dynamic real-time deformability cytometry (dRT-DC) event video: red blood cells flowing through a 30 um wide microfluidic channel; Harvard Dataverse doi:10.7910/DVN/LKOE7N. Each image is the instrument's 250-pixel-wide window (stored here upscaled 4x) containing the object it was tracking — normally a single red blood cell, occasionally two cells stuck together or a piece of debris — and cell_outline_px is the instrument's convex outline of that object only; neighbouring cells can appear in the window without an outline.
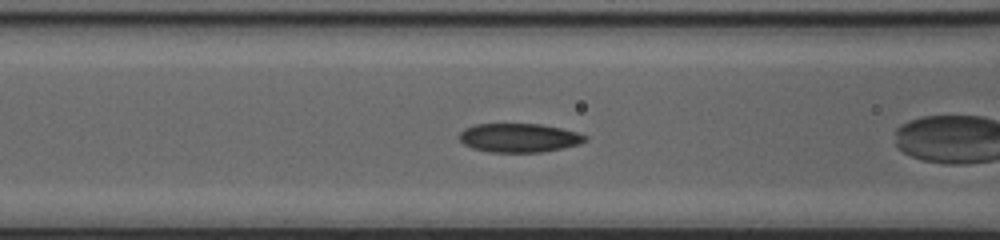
{"species": "common noctule bat (a hibernating species)", "species_latin": "Nyctalus noctula", "temperature_condition": "cold", "stored_images_in_passage": 24, "camera_frame_rate_fps": 3000, "um_per_image_px": 0.085, "animal": {"sex": "female", "body_mass_g": 20.0, "forearm_length_mm": 54.0}, "frame": {"image": 1, "passage_image": 4, "time_ms": 1.0, "image_size_px": [1000, 240], "cell_outline_px": [[588, 140], [580, 144], [540, 152], [488, 152], [472, 148], [464, 144], [456, 136], [464, 128], [476, 124], [540, 124], [560, 128], [576, 132], [588, 136]], "centroid_in_image_um": [44.09, 11.71], "position_along_channel_um": 122.5, "area_um2": 21.21}}
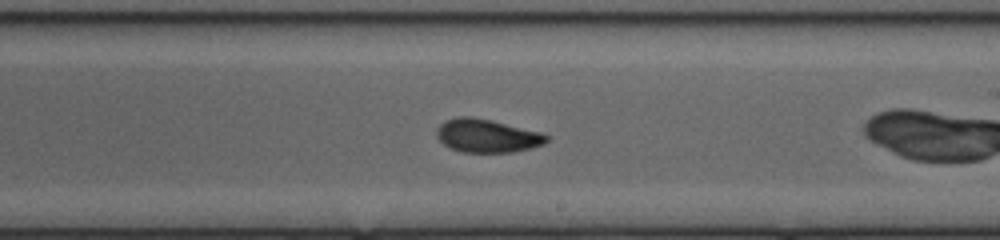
{"frame": {"image": 2, "passage_image": 13, "time_ms": 4.0, "image_size_px": [1000, 240], "cell_outline_px": [[548, 140], [544, 144], [532, 148], [512, 152], [460, 152], [444, 144], [436, 136], [436, 128], [444, 120], [456, 116], [472, 116], [492, 120], [544, 132], [548, 136]], "centroid_in_image_um": [41.41, 11.52], "position_along_channel_um": 247.6, "area_um2": 21.68}}
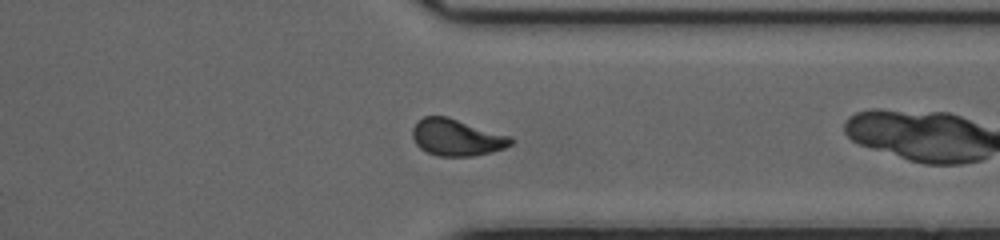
{"frame": {"image": 3, "passage_image": 22, "time_ms": 7.0, "image_size_px": [1000, 240], "cell_outline_px": [[512, 144], [504, 148], [492, 152], [472, 156], [436, 156], [420, 148], [416, 144], [412, 136], [412, 128], [416, 120], [424, 116], [448, 116], [512, 136]], "centroid_in_image_um": [38.8, 11.67], "position_along_channel_um": 372.6, "area_um2": 21.33}}